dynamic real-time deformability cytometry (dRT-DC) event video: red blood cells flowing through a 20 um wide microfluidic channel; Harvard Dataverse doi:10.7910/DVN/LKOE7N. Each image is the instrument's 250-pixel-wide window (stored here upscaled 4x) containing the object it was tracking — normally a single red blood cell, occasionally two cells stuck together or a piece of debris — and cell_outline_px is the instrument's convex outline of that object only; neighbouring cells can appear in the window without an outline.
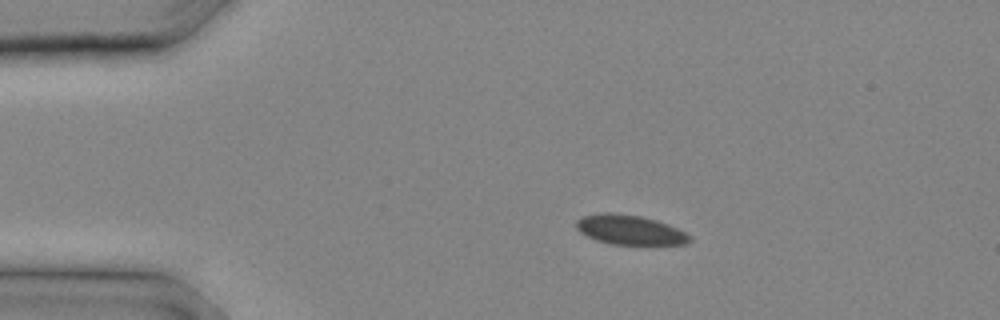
{"species": "common noctule bat (a hibernating species)", "species_latin": "Nyctalus noctula", "temperature_condition": "cold", "stored_images_in_passage": 7, "camera_frame_rate_fps": 3000, "um_per_image_px": 0.085, "animal": {"sex": "male", "body_mass_g": 20.4}, "frame": {"image": 1, "passage_image": 1, "time_ms": 0.0, "image_size_px": [1000, 320], "cell_outline_px": [[688, 240], [676, 244], [624, 244], [604, 240], [592, 236], [584, 232], [580, 228], [580, 220], [588, 216], [632, 216], [648, 220], [672, 228], [688, 236]], "centroid_in_image_um": [53.6, 19.6], "position_along_channel_um": 31.4, "area_um2": 16.3}}
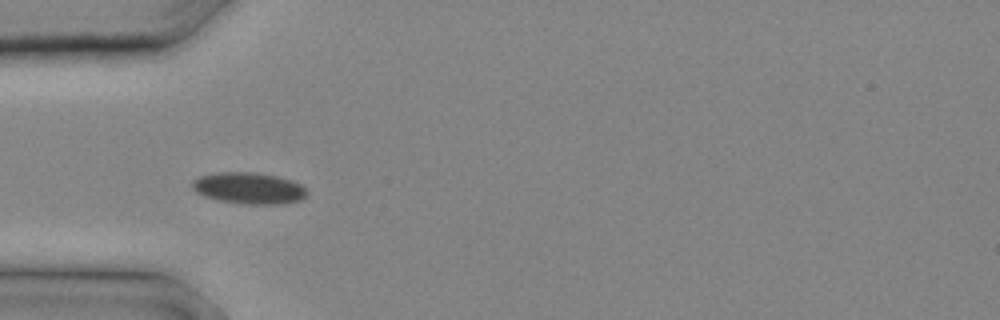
{"frame": {"image": 2, "passage_image": 4, "time_ms": 1.0, "image_size_px": [1000, 320], "cell_outline_px": [[304, 192], [300, 196], [288, 200], [236, 200], [216, 196], [204, 192], [196, 188], [196, 184], [200, 180], [208, 176], [264, 176], [280, 180], [292, 184], [300, 188]], "centroid_in_image_um": [21.15, 15.98], "position_along_channel_um": 63.8, "area_um2": 14.97}}